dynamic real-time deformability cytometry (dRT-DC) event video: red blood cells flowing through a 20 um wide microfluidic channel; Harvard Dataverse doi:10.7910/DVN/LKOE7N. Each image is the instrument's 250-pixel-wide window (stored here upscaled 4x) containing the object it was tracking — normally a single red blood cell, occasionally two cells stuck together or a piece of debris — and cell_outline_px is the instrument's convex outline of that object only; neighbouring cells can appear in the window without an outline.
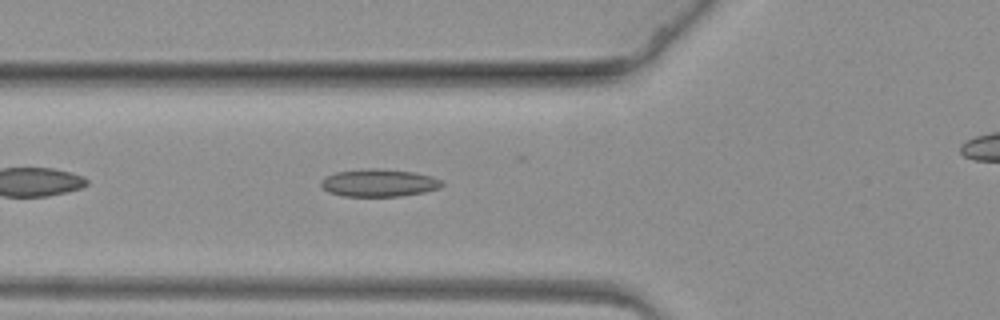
{"species": "common noctule bat (a hibernating species)", "species_latin": "Nyctalus noctula", "temperature_condition": "warm", "stored_images_in_passage": 38, "camera_frame_rate_fps": 3000, "um_per_image_px": 0.085, "animal": {"sex": "female", "body_mass_g": 19.3, "forearm_length_mm": 54.1}, "frame": {"image": 1, "passage_image": 6, "time_ms": 1.667, "image_size_px": [1000, 320], "cell_outline_px": [[444, 184], [440, 188], [424, 192], [400, 196], [344, 196], [328, 192], [320, 184], [320, 180], [336, 172], [360, 168], [380, 168], [416, 172], [432, 176], [440, 180]], "centroid_in_image_um": [32.22, 15.53], "position_along_channel_um": 93.6, "area_um2": 19.59}}
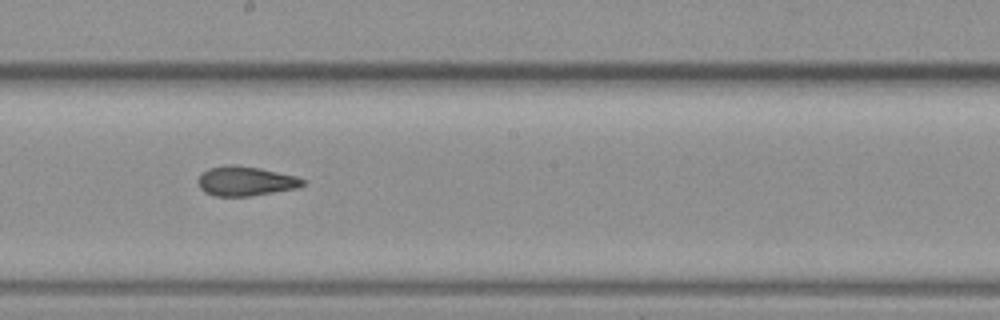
{"frame": {"image": 2, "passage_image": 18, "time_ms": 5.667, "image_size_px": [1000, 320], "cell_outline_px": [[308, 180], [304, 184], [296, 188], [252, 196], [216, 196], [204, 192], [200, 188], [196, 180], [208, 168], [224, 164], [232, 164], [260, 168], [296, 176]], "centroid_in_image_um": [20.86, 15.39], "position_along_channel_um": 227.3, "area_um2": 18.15}}
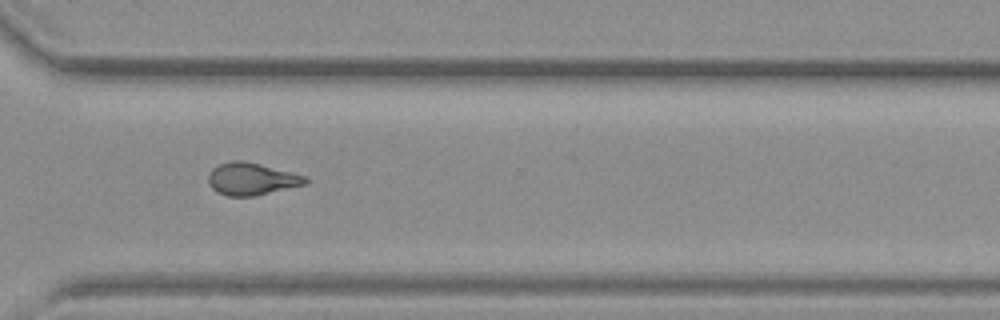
{"frame": {"image": 3, "passage_image": 29, "time_ms": 9.333, "image_size_px": [1000, 320], "cell_outline_px": [[308, 184], [252, 196], [228, 196], [216, 192], [208, 184], [208, 176], [212, 168], [220, 164], [232, 160], [240, 160], [260, 164], [308, 176]], "centroid_in_image_um": [21.39, 15.21], "position_along_channel_um": 349.2, "area_um2": 18.32}}